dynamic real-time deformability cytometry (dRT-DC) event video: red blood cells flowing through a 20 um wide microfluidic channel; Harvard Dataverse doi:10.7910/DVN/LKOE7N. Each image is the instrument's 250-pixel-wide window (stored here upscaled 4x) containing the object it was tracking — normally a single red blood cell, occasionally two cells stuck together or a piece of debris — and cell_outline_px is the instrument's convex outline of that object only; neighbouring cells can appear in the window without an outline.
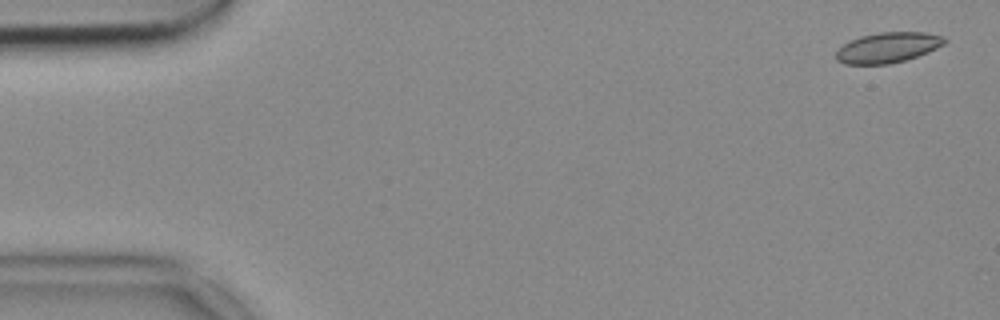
{"species": "common noctule bat (a hibernating species)", "species_latin": "Nyctalus noctula", "temperature_condition": "cold", "stored_images_in_passage": 20, "camera_frame_rate_fps": 3000, "um_per_image_px": 0.085, "animal": {"sex": "female", "body_mass_g": 18.4}, "frame": {"image": 1, "passage_image": 2, "time_ms": 0.333, "image_size_px": [1000, 320], "cell_outline_px": [[948, 40], [944, 44], [928, 52], [904, 60], [888, 64], [844, 64], [836, 60], [836, 52], [844, 44], [860, 36], [880, 32], [924, 32], [944, 36]], "centroid_in_image_um": [75.48, 4.03], "position_along_channel_um": 9.5, "area_um2": 19.07}}
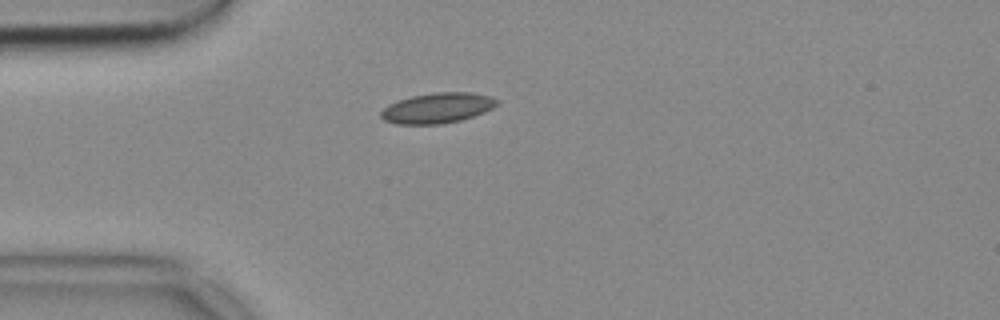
{"frame": {"image": 2, "passage_image": 14, "time_ms": 4.333, "image_size_px": [1000, 320], "cell_outline_px": [[500, 100], [492, 108], [484, 112], [460, 120], [440, 124], [396, 124], [384, 120], [380, 116], [380, 112], [388, 104], [396, 100], [412, 96], [432, 92], [472, 92], [492, 96]], "centroid_in_image_um": [37.17, 9.16], "position_along_channel_um": 47.8, "area_um2": 20.63}}